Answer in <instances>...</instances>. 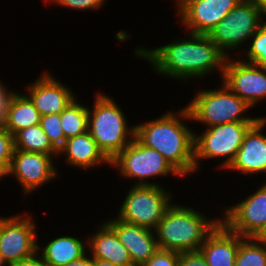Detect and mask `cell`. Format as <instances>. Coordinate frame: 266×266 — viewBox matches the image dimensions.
Segmentation results:
<instances>
[{"label":"cell","mask_w":266,"mask_h":266,"mask_svg":"<svg viewBox=\"0 0 266 266\" xmlns=\"http://www.w3.org/2000/svg\"><path fill=\"white\" fill-rule=\"evenodd\" d=\"M243 238L220 221L206 236L199 251L208 266H235L239 244Z\"/></svg>","instance_id":"cell-18"},{"label":"cell","mask_w":266,"mask_h":266,"mask_svg":"<svg viewBox=\"0 0 266 266\" xmlns=\"http://www.w3.org/2000/svg\"><path fill=\"white\" fill-rule=\"evenodd\" d=\"M40 126L48 136L51 144L59 150L65 143L66 138L61 125L60 114L41 116Z\"/></svg>","instance_id":"cell-27"},{"label":"cell","mask_w":266,"mask_h":266,"mask_svg":"<svg viewBox=\"0 0 266 266\" xmlns=\"http://www.w3.org/2000/svg\"><path fill=\"white\" fill-rule=\"evenodd\" d=\"M266 117L260 119L248 130L235 159L226 170L243 174L266 173V135L262 130Z\"/></svg>","instance_id":"cell-16"},{"label":"cell","mask_w":266,"mask_h":266,"mask_svg":"<svg viewBox=\"0 0 266 266\" xmlns=\"http://www.w3.org/2000/svg\"><path fill=\"white\" fill-rule=\"evenodd\" d=\"M101 224L87 242L91 257L107 260L117 266H134L127 248L120 242L116 232L107 223Z\"/></svg>","instance_id":"cell-20"},{"label":"cell","mask_w":266,"mask_h":266,"mask_svg":"<svg viewBox=\"0 0 266 266\" xmlns=\"http://www.w3.org/2000/svg\"><path fill=\"white\" fill-rule=\"evenodd\" d=\"M140 266H179V252L158 249L145 263Z\"/></svg>","instance_id":"cell-29"},{"label":"cell","mask_w":266,"mask_h":266,"mask_svg":"<svg viewBox=\"0 0 266 266\" xmlns=\"http://www.w3.org/2000/svg\"><path fill=\"white\" fill-rule=\"evenodd\" d=\"M62 154L66 156L65 159L70 166H77L82 170L91 169L102 163L111 165V161L100 150L88 131L66 139L64 145L58 150V156Z\"/></svg>","instance_id":"cell-19"},{"label":"cell","mask_w":266,"mask_h":266,"mask_svg":"<svg viewBox=\"0 0 266 266\" xmlns=\"http://www.w3.org/2000/svg\"><path fill=\"white\" fill-rule=\"evenodd\" d=\"M179 266H208L200 251L179 252Z\"/></svg>","instance_id":"cell-31"},{"label":"cell","mask_w":266,"mask_h":266,"mask_svg":"<svg viewBox=\"0 0 266 266\" xmlns=\"http://www.w3.org/2000/svg\"><path fill=\"white\" fill-rule=\"evenodd\" d=\"M106 0H50L49 3L65 6L74 10H97Z\"/></svg>","instance_id":"cell-30"},{"label":"cell","mask_w":266,"mask_h":266,"mask_svg":"<svg viewBox=\"0 0 266 266\" xmlns=\"http://www.w3.org/2000/svg\"><path fill=\"white\" fill-rule=\"evenodd\" d=\"M5 88V85H3V83L0 82V92Z\"/></svg>","instance_id":"cell-40"},{"label":"cell","mask_w":266,"mask_h":266,"mask_svg":"<svg viewBox=\"0 0 266 266\" xmlns=\"http://www.w3.org/2000/svg\"><path fill=\"white\" fill-rule=\"evenodd\" d=\"M14 140L13 135L5 129L2 125L0 126V166L7 171L14 151Z\"/></svg>","instance_id":"cell-28"},{"label":"cell","mask_w":266,"mask_h":266,"mask_svg":"<svg viewBox=\"0 0 266 266\" xmlns=\"http://www.w3.org/2000/svg\"><path fill=\"white\" fill-rule=\"evenodd\" d=\"M9 217H2L0 218V239H1V235H2V231H3V226H4V222L8 219Z\"/></svg>","instance_id":"cell-37"},{"label":"cell","mask_w":266,"mask_h":266,"mask_svg":"<svg viewBox=\"0 0 266 266\" xmlns=\"http://www.w3.org/2000/svg\"><path fill=\"white\" fill-rule=\"evenodd\" d=\"M222 83L252 108L266 99V70L254 63L234 60L229 55L224 65Z\"/></svg>","instance_id":"cell-11"},{"label":"cell","mask_w":266,"mask_h":266,"mask_svg":"<svg viewBox=\"0 0 266 266\" xmlns=\"http://www.w3.org/2000/svg\"><path fill=\"white\" fill-rule=\"evenodd\" d=\"M241 0H177L178 16L193 34L208 35Z\"/></svg>","instance_id":"cell-12"},{"label":"cell","mask_w":266,"mask_h":266,"mask_svg":"<svg viewBox=\"0 0 266 266\" xmlns=\"http://www.w3.org/2000/svg\"><path fill=\"white\" fill-rule=\"evenodd\" d=\"M251 46L246 51V59L243 61L254 63L266 70V22L250 38Z\"/></svg>","instance_id":"cell-26"},{"label":"cell","mask_w":266,"mask_h":266,"mask_svg":"<svg viewBox=\"0 0 266 266\" xmlns=\"http://www.w3.org/2000/svg\"><path fill=\"white\" fill-rule=\"evenodd\" d=\"M41 115L25 94L14 92L11 96L3 127L12 135L17 131L40 123Z\"/></svg>","instance_id":"cell-22"},{"label":"cell","mask_w":266,"mask_h":266,"mask_svg":"<svg viewBox=\"0 0 266 266\" xmlns=\"http://www.w3.org/2000/svg\"><path fill=\"white\" fill-rule=\"evenodd\" d=\"M61 125L65 138L82 135L88 131V106L74 99L61 113Z\"/></svg>","instance_id":"cell-24"},{"label":"cell","mask_w":266,"mask_h":266,"mask_svg":"<svg viewBox=\"0 0 266 266\" xmlns=\"http://www.w3.org/2000/svg\"><path fill=\"white\" fill-rule=\"evenodd\" d=\"M235 266H266V238L244 237L239 244Z\"/></svg>","instance_id":"cell-25"},{"label":"cell","mask_w":266,"mask_h":266,"mask_svg":"<svg viewBox=\"0 0 266 266\" xmlns=\"http://www.w3.org/2000/svg\"><path fill=\"white\" fill-rule=\"evenodd\" d=\"M10 266V263L0 254V266Z\"/></svg>","instance_id":"cell-38"},{"label":"cell","mask_w":266,"mask_h":266,"mask_svg":"<svg viewBox=\"0 0 266 266\" xmlns=\"http://www.w3.org/2000/svg\"><path fill=\"white\" fill-rule=\"evenodd\" d=\"M6 176V171L0 166V180Z\"/></svg>","instance_id":"cell-39"},{"label":"cell","mask_w":266,"mask_h":266,"mask_svg":"<svg viewBox=\"0 0 266 266\" xmlns=\"http://www.w3.org/2000/svg\"><path fill=\"white\" fill-rule=\"evenodd\" d=\"M40 251H37L31 257L21 259L18 262L10 264V266H47V264L43 261V258L40 254Z\"/></svg>","instance_id":"cell-33"},{"label":"cell","mask_w":266,"mask_h":266,"mask_svg":"<svg viewBox=\"0 0 266 266\" xmlns=\"http://www.w3.org/2000/svg\"><path fill=\"white\" fill-rule=\"evenodd\" d=\"M158 48H135L136 57L145 58L159 75L187 81L206 76L219 70L223 77L227 56L214 44L208 35L187 34ZM186 79V80H185Z\"/></svg>","instance_id":"cell-1"},{"label":"cell","mask_w":266,"mask_h":266,"mask_svg":"<svg viewBox=\"0 0 266 266\" xmlns=\"http://www.w3.org/2000/svg\"><path fill=\"white\" fill-rule=\"evenodd\" d=\"M254 0H241L227 16L208 34L214 44L229 57L244 45L266 22Z\"/></svg>","instance_id":"cell-8"},{"label":"cell","mask_w":266,"mask_h":266,"mask_svg":"<svg viewBox=\"0 0 266 266\" xmlns=\"http://www.w3.org/2000/svg\"><path fill=\"white\" fill-rule=\"evenodd\" d=\"M119 169L120 176L137 179L135 185H158L148 180L169 174L180 176L157 150L143 145L136 137L113 159L110 167ZM146 179V180H145Z\"/></svg>","instance_id":"cell-9"},{"label":"cell","mask_w":266,"mask_h":266,"mask_svg":"<svg viewBox=\"0 0 266 266\" xmlns=\"http://www.w3.org/2000/svg\"><path fill=\"white\" fill-rule=\"evenodd\" d=\"M172 203L155 229L159 249L199 251L206 236L221 221L209 219L190 207Z\"/></svg>","instance_id":"cell-3"},{"label":"cell","mask_w":266,"mask_h":266,"mask_svg":"<svg viewBox=\"0 0 266 266\" xmlns=\"http://www.w3.org/2000/svg\"><path fill=\"white\" fill-rule=\"evenodd\" d=\"M172 194L162 185H134L128 191L118 212L125 223L155 230L167 208Z\"/></svg>","instance_id":"cell-6"},{"label":"cell","mask_w":266,"mask_h":266,"mask_svg":"<svg viewBox=\"0 0 266 266\" xmlns=\"http://www.w3.org/2000/svg\"><path fill=\"white\" fill-rule=\"evenodd\" d=\"M86 243L74 236H60L46 243L40 255L47 266H62L88 254Z\"/></svg>","instance_id":"cell-21"},{"label":"cell","mask_w":266,"mask_h":266,"mask_svg":"<svg viewBox=\"0 0 266 266\" xmlns=\"http://www.w3.org/2000/svg\"><path fill=\"white\" fill-rule=\"evenodd\" d=\"M223 86V87H222ZM218 89L200 90L186 108L191 120L212 127L233 122H257L260 116H244L251 106L222 83Z\"/></svg>","instance_id":"cell-5"},{"label":"cell","mask_w":266,"mask_h":266,"mask_svg":"<svg viewBox=\"0 0 266 266\" xmlns=\"http://www.w3.org/2000/svg\"><path fill=\"white\" fill-rule=\"evenodd\" d=\"M256 122H233L208 127L202 134L194 133V164L199 170L200 159L225 158L220 168L230 166L248 130Z\"/></svg>","instance_id":"cell-7"},{"label":"cell","mask_w":266,"mask_h":266,"mask_svg":"<svg viewBox=\"0 0 266 266\" xmlns=\"http://www.w3.org/2000/svg\"><path fill=\"white\" fill-rule=\"evenodd\" d=\"M62 266H93V258L86 254L82 258Z\"/></svg>","instance_id":"cell-34"},{"label":"cell","mask_w":266,"mask_h":266,"mask_svg":"<svg viewBox=\"0 0 266 266\" xmlns=\"http://www.w3.org/2000/svg\"><path fill=\"white\" fill-rule=\"evenodd\" d=\"M26 89L29 93L27 96L41 116L60 114L76 98L71 88L61 84L47 71Z\"/></svg>","instance_id":"cell-15"},{"label":"cell","mask_w":266,"mask_h":266,"mask_svg":"<svg viewBox=\"0 0 266 266\" xmlns=\"http://www.w3.org/2000/svg\"><path fill=\"white\" fill-rule=\"evenodd\" d=\"M25 214V216H24ZM28 212L9 216L4 222L0 239V254L12 264L34 255L40 246L37 244L36 225Z\"/></svg>","instance_id":"cell-14"},{"label":"cell","mask_w":266,"mask_h":266,"mask_svg":"<svg viewBox=\"0 0 266 266\" xmlns=\"http://www.w3.org/2000/svg\"><path fill=\"white\" fill-rule=\"evenodd\" d=\"M53 157L37 152H27L14 148L6 176L13 175L21 185L24 194H31L46 182H51L59 174L54 166Z\"/></svg>","instance_id":"cell-13"},{"label":"cell","mask_w":266,"mask_h":266,"mask_svg":"<svg viewBox=\"0 0 266 266\" xmlns=\"http://www.w3.org/2000/svg\"><path fill=\"white\" fill-rule=\"evenodd\" d=\"M221 222L242 237L266 238V183L238 204L224 209Z\"/></svg>","instance_id":"cell-10"},{"label":"cell","mask_w":266,"mask_h":266,"mask_svg":"<svg viewBox=\"0 0 266 266\" xmlns=\"http://www.w3.org/2000/svg\"><path fill=\"white\" fill-rule=\"evenodd\" d=\"M13 140L15 149L58 156V150L51 144L40 124L17 131Z\"/></svg>","instance_id":"cell-23"},{"label":"cell","mask_w":266,"mask_h":266,"mask_svg":"<svg viewBox=\"0 0 266 266\" xmlns=\"http://www.w3.org/2000/svg\"><path fill=\"white\" fill-rule=\"evenodd\" d=\"M183 120L192 121L186 106L175 113L170 110L155 120L135 125V137L162 154L180 177L195 172V132Z\"/></svg>","instance_id":"cell-2"},{"label":"cell","mask_w":266,"mask_h":266,"mask_svg":"<svg viewBox=\"0 0 266 266\" xmlns=\"http://www.w3.org/2000/svg\"><path fill=\"white\" fill-rule=\"evenodd\" d=\"M97 94L93 110L88 107V132L111 161L134 139L135 126L129 127L113 97Z\"/></svg>","instance_id":"cell-4"},{"label":"cell","mask_w":266,"mask_h":266,"mask_svg":"<svg viewBox=\"0 0 266 266\" xmlns=\"http://www.w3.org/2000/svg\"><path fill=\"white\" fill-rule=\"evenodd\" d=\"M127 248L134 266L145 263L158 249L155 230L125 223L118 218L106 220Z\"/></svg>","instance_id":"cell-17"},{"label":"cell","mask_w":266,"mask_h":266,"mask_svg":"<svg viewBox=\"0 0 266 266\" xmlns=\"http://www.w3.org/2000/svg\"><path fill=\"white\" fill-rule=\"evenodd\" d=\"M254 2L260 8L262 15H266V0H254Z\"/></svg>","instance_id":"cell-36"},{"label":"cell","mask_w":266,"mask_h":266,"mask_svg":"<svg viewBox=\"0 0 266 266\" xmlns=\"http://www.w3.org/2000/svg\"><path fill=\"white\" fill-rule=\"evenodd\" d=\"M8 90L7 87H5L1 92H0V126L3 125L5 117H6V112L8 108V103L15 92V90Z\"/></svg>","instance_id":"cell-32"},{"label":"cell","mask_w":266,"mask_h":266,"mask_svg":"<svg viewBox=\"0 0 266 266\" xmlns=\"http://www.w3.org/2000/svg\"><path fill=\"white\" fill-rule=\"evenodd\" d=\"M93 266H117L107 260L93 258Z\"/></svg>","instance_id":"cell-35"}]
</instances>
